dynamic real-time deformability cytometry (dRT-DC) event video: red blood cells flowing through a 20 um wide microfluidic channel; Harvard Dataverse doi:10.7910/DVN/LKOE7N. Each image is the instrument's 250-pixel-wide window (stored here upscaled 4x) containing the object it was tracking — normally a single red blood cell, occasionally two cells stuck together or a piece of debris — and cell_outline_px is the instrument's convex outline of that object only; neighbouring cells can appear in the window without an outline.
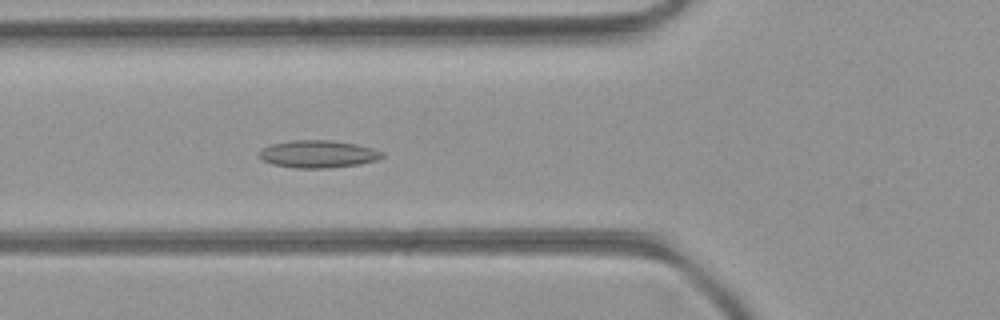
{"species": "common noctule bat (a hibernating species)", "species_latin": "Nyctalus noctula", "temperature_condition": "room temperature", "stored_images_in_passage": 51, "camera_frame_rate_fps": 3000, "um_per_image_px": 0.085, "animal": {"sex": "female", "body_mass_g": 21.9}, "frame": {"image": 1, "passage_image": 19, "time_ms": 6.0, "image_size_px": [1000, 320], "cell_outline_px": [[384, 156], [376, 160], [360, 164], [328, 168], [296, 168], [272, 164], [264, 160], [260, 156], [260, 152], [264, 148], [272, 144], [292, 140], [332, 140], [356, 144], [372, 148], [384, 152]], "centroid_in_image_um": [27.08, 13.09], "position_along_channel_um": 98.7, "area_um2": 19.54}}
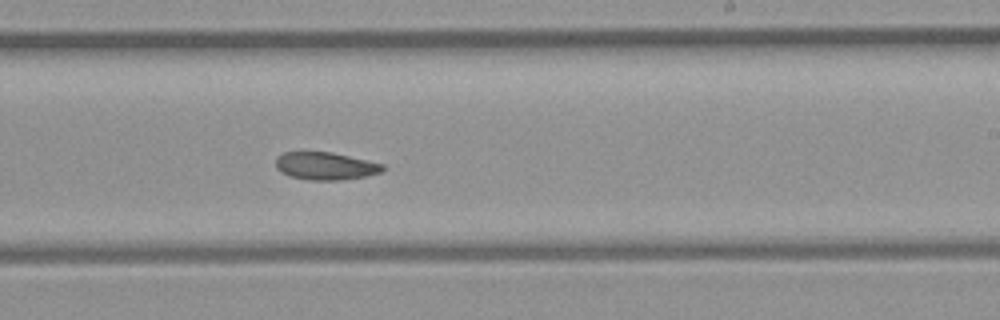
{"frame": {"image": 2, "passage_image": 31, "time_ms": 10.0, "image_size_px": [1000, 320], "cell_outline_px": [[384, 168], [380, 172], [364, 176], [340, 180], [308, 180], [288, 176], [280, 172], [276, 168], [276, 156], [284, 152], [332, 152], [384, 164]], "centroid_in_image_um": [27.61, 14.11], "position_along_channel_um": 261.4, "area_um2": 17.22}}
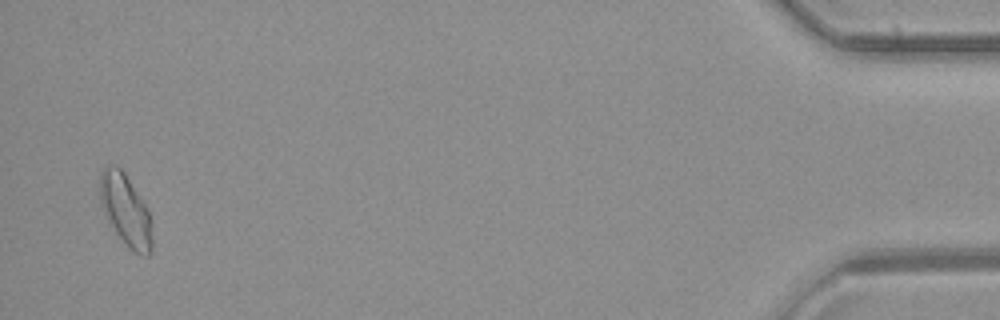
{"frame": {"image": 3, "passage_image": 50, "time_ms": 16.333, "image_size_px": [1000, 320], "cell_outline_px": [[152, 248], [148, 256], [144, 256], [132, 252], [128, 248], [116, 232], [100, 200], [100, 172], [108, 164], [116, 164], [124, 172], [144, 204], [148, 212], [152, 240]], "centroid_in_image_um": [10.68, 17.85], "position_along_channel_um": 424.5, "area_um2": 21.1}, "authors_computed_cell_mechanics": {"area_um2": 19.0162, "velocity_mm_per_s": 4.0504, "shape_relaxation_time_tau1_ms": null, "shape_relaxation_time_tau2_ms": 6.8732, "deformation_change_tau1": null, "deformation_change_tau2": 0.1206}}